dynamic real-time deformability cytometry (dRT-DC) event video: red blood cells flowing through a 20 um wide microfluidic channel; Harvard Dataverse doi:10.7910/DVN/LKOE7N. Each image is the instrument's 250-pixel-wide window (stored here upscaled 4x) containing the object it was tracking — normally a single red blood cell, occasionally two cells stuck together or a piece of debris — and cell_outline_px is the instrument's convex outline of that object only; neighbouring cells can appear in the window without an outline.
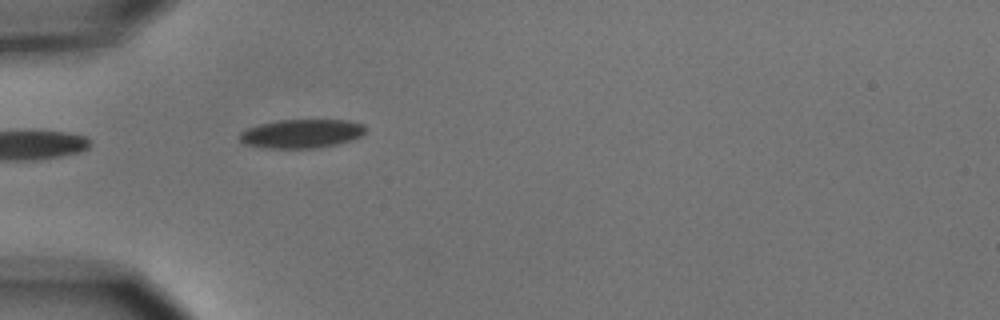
{"species": "common noctule bat (a hibernating species)", "species_latin": "Nyctalus noctula", "temperature_condition": "cold", "stored_images_in_passage": 3, "camera_frame_rate_fps": 3000, "um_per_image_px": 0.085, "animal": {"sex": "male", "body_mass_g": 15.6}, "frame": {"image": 1, "passage_image": 3, "time_ms": 2.333, "image_size_px": [1000, 320], "cell_outline_px": [[364, 136], [352, 140], [336, 144], [316, 148], [264, 148], [244, 144], [240, 140], [240, 132], [248, 128], [260, 124], [280, 120], [348, 120], [364, 124]], "centroid_in_image_um": [25.65, 11.36], "position_along_channel_um": 59.4, "area_um2": 21.15}}